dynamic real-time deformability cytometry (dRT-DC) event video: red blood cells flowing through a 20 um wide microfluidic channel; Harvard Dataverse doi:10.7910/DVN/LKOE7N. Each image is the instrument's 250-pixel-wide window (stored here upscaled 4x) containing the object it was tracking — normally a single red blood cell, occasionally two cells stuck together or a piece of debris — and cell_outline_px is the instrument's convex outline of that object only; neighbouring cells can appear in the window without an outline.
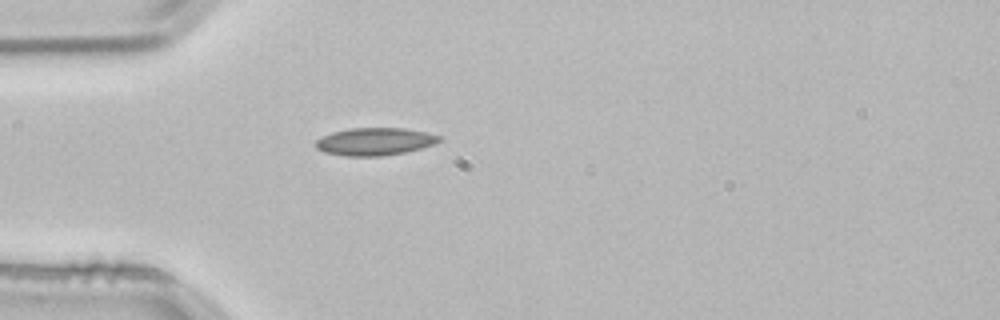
{"species": "common noctule bat (a hibernating species)", "species_latin": "Nyctalus noctula", "temperature_condition": "room temperature", "stored_images_in_passage": 39, "camera_frame_rate_fps": 3000, "um_per_image_px": 0.085, "animal": {"sex": "male", "body_mass_g": 21.5, "forearm_length_mm": 52.0}, "frame": {"image": 1, "passage_image": 1, "time_ms": 0.0, "image_size_px": [1000, 320], "cell_outline_px": [[444, 140], [420, 148], [404, 152], [380, 156], [344, 156], [324, 152], [316, 148], [316, 140], [332, 132], [352, 128], [404, 128], [444, 136]], "centroid_in_image_um": [31.88, 12.03], "position_along_channel_um": 53.1, "area_um2": 19.77}}
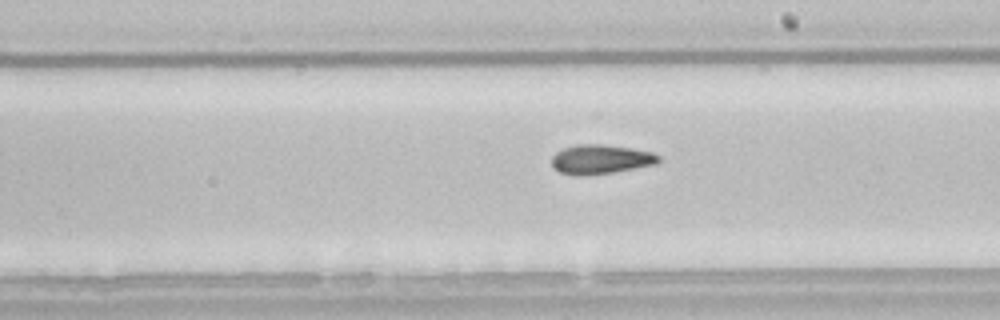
{"frame": {"image": 2, "passage_image": 16, "time_ms": 5.0, "image_size_px": [1000, 320], "cell_outline_px": [[660, 160], [656, 164], [612, 172], [588, 176], [572, 176], [560, 172], [552, 168], [552, 156], [556, 152], [564, 148], [576, 144], [600, 144], [628, 148], [652, 152], [660, 156]], "centroid_in_image_um": [51.0, 13.56], "position_along_channel_um": 238.0, "area_um2": 18.32}}
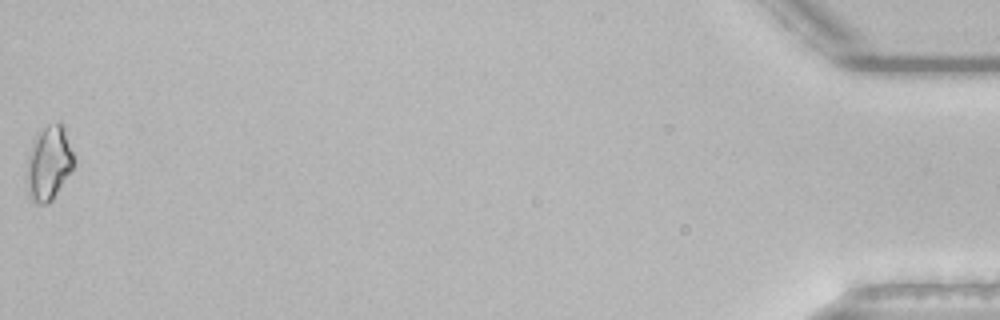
{"frame": {"image": 3, "passage_image": 39, "time_ms": 12.667, "image_size_px": [1000, 320], "cell_outline_px": [[76, 164], [52, 200], [48, 204], [40, 204], [32, 200], [28, 192], [28, 156], [36, 132], [48, 124], [60, 120], [64, 124], [76, 160]], "centroid_in_image_um": [4.2, 13.79], "position_along_channel_um": 431.0, "area_um2": 20.69}, "authors_computed_cell_mechanics": {"area_um2": 17.8024, "velocity_mm_per_s": 3.8385, "shape_relaxation_time_tau1_ms": null, "shape_relaxation_time_tau2_ms": 5.8865, "deformation_change_tau1": null, "deformation_change_tau2": 0.1124}}